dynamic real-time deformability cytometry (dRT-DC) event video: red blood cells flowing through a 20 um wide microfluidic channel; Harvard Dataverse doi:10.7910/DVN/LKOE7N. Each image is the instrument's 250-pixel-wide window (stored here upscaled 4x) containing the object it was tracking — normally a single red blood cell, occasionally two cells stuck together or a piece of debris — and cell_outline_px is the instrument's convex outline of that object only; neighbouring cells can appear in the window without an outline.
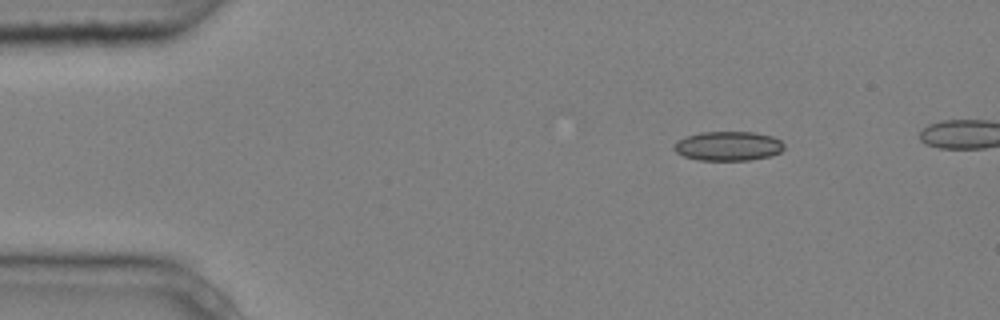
{"species": "common noctule bat (a hibernating species)", "species_latin": "Nyctalus noctula", "temperature_condition": "cold", "stored_images_in_passage": 4, "camera_frame_rate_fps": 3000, "um_per_image_px": 0.085, "animal": {"sex": "male", "body_mass_g": 20.4}, "frame": {"image": 1, "passage_image": 1, "time_ms": 0.0, "image_size_px": [1000, 320], "cell_outline_px": [[784, 148], [780, 152], [772, 156], [748, 160], [700, 160], [684, 156], [676, 152], [672, 148], [672, 144], [676, 140], [684, 136], [700, 132], [752, 132], [772, 136], [780, 140], [784, 144]], "centroid_in_image_um": [61.86, 12.41], "position_along_channel_um": 23.1, "area_um2": 19.02}}